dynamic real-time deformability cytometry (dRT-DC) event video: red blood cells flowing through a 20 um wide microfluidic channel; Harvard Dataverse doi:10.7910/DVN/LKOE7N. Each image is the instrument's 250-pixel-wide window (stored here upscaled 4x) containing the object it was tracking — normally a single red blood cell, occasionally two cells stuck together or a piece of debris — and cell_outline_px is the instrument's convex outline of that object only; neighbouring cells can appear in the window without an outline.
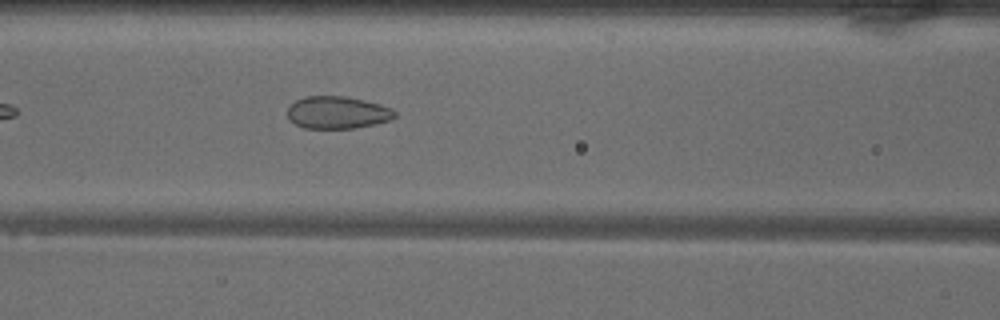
{"species": "common noctule bat (a hibernating species)", "species_latin": "Nyctalus noctula", "temperature_condition": "warm", "stored_images_in_passage": 28, "camera_frame_rate_fps": 3000, "um_per_image_px": 0.085, "animal": {"sex": "male", "body_mass_g": 18.8}, "frame": {"image": 1, "passage_image": 6, "time_ms": 1.667, "image_size_px": [1000, 320], "cell_outline_px": [[396, 116], [388, 120], [372, 124], [352, 128], [304, 128], [288, 120], [288, 108], [296, 100], [304, 96], [344, 96], [364, 100], [380, 104], [392, 108], [396, 112]], "centroid_in_image_um": [28.66, 9.55], "position_along_channel_um": 137.9, "area_um2": 20.11}}
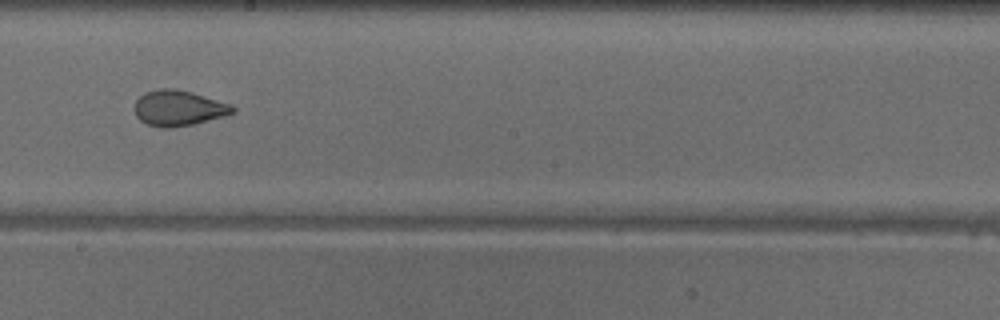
{"frame": {"image": 2, "passage_image": 13, "time_ms": 4.0, "image_size_px": [1000, 320], "cell_outline_px": [[236, 112], [224, 116], [192, 124], [172, 128], [160, 128], [148, 124], [140, 120], [136, 116], [136, 100], [144, 92], [160, 88], [176, 88], [192, 92], [232, 104], [236, 108]], "centroid_in_image_um": [15.2, 9.18], "position_along_channel_um": 233.0, "area_um2": 20.4}}
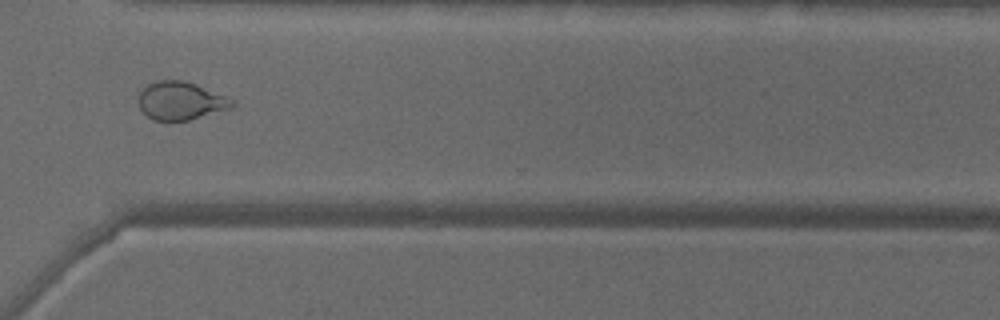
{"frame": {"image": 3, "passage_image": 22, "time_ms": 7.0, "image_size_px": [1000, 320], "cell_outline_px": [[236, 104], [232, 108], [188, 120], [152, 120], [140, 108], [140, 92], [148, 84], [160, 80], [184, 80], [196, 84], [224, 96], [232, 100]], "centroid_in_image_um": [15.37, 8.57], "position_along_channel_um": 355.2, "area_um2": 20.4}}